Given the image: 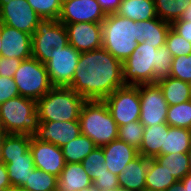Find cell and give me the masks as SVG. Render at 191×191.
<instances>
[{
    "label": "cell",
    "instance_id": "obj_1",
    "mask_svg": "<svg viewBox=\"0 0 191 191\" xmlns=\"http://www.w3.org/2000/svg\"><path fill=\"white\" fill-rule=\"evenodd\" d=\"M124 85L123 62L102 47L80 54L70 88L85 100H104Z\"/></svg>",
    "mask_w": 191,
    "mask_h": 191
},
{
    "label": "cell",
    "instance_id": "obj_2",
    "mask_svg": "<svg viewBox=\"0 0 191 191\" xmlns=\"http://www.w3.org/2000/svg\"><path fill=\"white\" fill-rule=\"evenodd\" d=\"M140 42L138 22L109 14L102 22V47L124 62Z\"/></svg>",
    "mask_w": 191,
    "mask_h": 191
},
{
    "label": "cell",
    "instance_id": "obj_3",
    "mask_svg": "<svg viewBox=\"0 0 191 191\" xmlns=\"http://www.w3.org/2000/svg\"><path fill=\"white\" fill-rule=\"evenodd\" d=\"M81 134L89 137L97 147L118 138V126L104 100H86L79 116Z\"/></svg>",
    "mask_w": 191,
    "mask_h": 191
},
{
    "label": "cell",
    "instance_id": "obj_4",
    "mask_svg": "<svg viewBox=\"0 0 191 191\" xmlns=\"http://www.w3.org/2000/svg\"><path fill=\"white\" fill-rule=\"evenodd\" d=\"M85 101L70 87H52L36 101L39 121L79 120L80 111Z\"/></svg>",
    "mask_w": 191,
    "mask_h": 191
},
{
    "label": "cell",
    "instance_id": "obj_5",
    "mask_svg": "<svg viewBox=\"0 0 191 191\" xmlns=\"http://www.w3.org/2000/svg\"><path fill=\"white\" fill-rule=\"evenodd\" d=\"M0 122L6 134L33 136L39 126L36 100L19 95L2 103Z\"/></svg>",
    "mask_w": 191,
    "mask_h": 191
},
{
    "label": "cell",
    "instance_id": "obj_6",
    "mask_svg": "<svg viewBox=\"0 0 191 191\" xmlns=\"http://www.w3.org/2000/svg\"><path fill=\"white\" fill-rule=\"evenodd\" d=\"M158 48L139 42L133 53L123 62L125 85H140L157 82Z\"/></svg>",
    "mask_w": 191,
    "mask_h": 191
},
{
    "label": "cell",
    "instance_id": "obj_7",
    "mask_svg": "<svg viewBox=\"0 0 191 191\" xmlns=\"http://www.w3.org/2000/svg\"><path fill=\"white\" fill-rule=\"evenodd\" d=\"M13 79L20 96L36 101L53 87L48 78L45 64L34 57L22 60Z\"/></svg>",
    "mask_w": 191,
    "mask_h": 191
},
{
    "label": "cell",
    "instance_id": "obj_8",
    "mask_svg": "<svg viewBox=\"0 0 191 191\" xmlns=\"http://www.w3.org/2000/svg\"><path fill=\"white\" fill-rule=\"evenodd\" d=\"M69 44L65 25L55 19H41L32 35V57L45 64L51 59L53 48Z\"/></svg>",
    "mask_w": 191,
    "mask_h": 191
},
{
    "label": "cell",
    "instance_id": "obj_9",
    "mask_svg": "<svg viewBox=\"0 0 191 191\" xmlns=\"http://www.w3.org/2000/svg\"><path fill=\"white\" fill-rule=\"evenodd\" d=\"M117 126L139 121L141 105L138 85H124L104 99Z\"/></svg>",
    "mask_w": 191,
    "mask_h": 191
},
{
    "label": "cell",
    "instance_id": "obj_10",
    "mask_svg": "<svg viewBox=\"0 0 191 191\" xmlns=\"http://www.w3.org/2000/svg\"><path fill=\"white\" fill-rule=\"evenodd\" d=\"M80 54L70 44L66 47L53 48L51 59L45 63L53 87L71 86Z\"/></svg>",
    "mask_w": 191,
    "mask_h": 191
},
{
    "label": "cell",
    "instance_id": "obj_11",
    "mask_svg": "<svg viewBox=\"0 0 191 191\" xmlns=\"http://www.w3.org/2000/svg\"><path fill=\"white\" fill-rule=\"evenodd\" d=\"M141 114L140 123L144 127L166 123L169 105L157 82L138 85Z\"/></svg>",
    "mask_w": 191,
    "mask_h": 191
},
{
    "label": "cell",
    "instance_id": "obj_12",
    "mask_svg": "<svg viewBox=\"0 0 191 191\" xmlns=\"http://www.w3.org/2000/svg\"><path fill=\"white\" fill-rule=\"evenodd\" d=\"M40 20L27 0H0L1 24L33 35Z\"/></svg>",
    "mask_w": 191,
    "mask_h": 191
},
{
    "label": "cell",
    "instance_id": "obj_13",
    "mask_svg": "<svg viewBox=\"0 0 191 191\" xmlns=\"http://www.w3.org/2000/svg\"><path fill=\"white\" fill-rule=\"evenodd\" d=\"M106 16L97 0H67L62 2L58 21L63 24L102 23Z\"/></svg>",
    "mask_w": 191,
    "mask_h": 191
},
{
    "label": "cell",
    "instance_id": "obj_14",
    "mask_svg": "<svg viewBox=\"0 0 191 191\" xmlns=\"http://www.w3.org/2000/svg\"><path fill=\"white\" fill-rule=\"evenodd\" d=\"M64 25L69 44L80 53L102 48V23L83 22Z\"/></svg>",
    "mask_w": 191,
    "mask_h": 191
},
{
    "label": "cell",
    "instance_id": "obj_15",
    "mask_svg": "<svg viewBox=\"0 0 191 191\" xmlns=\"http://www.w3.org/2000/svg\"><path fill=\"white\" fill-rule=\"evenodd\" d=\"M30 150L33 155L35 168L56 177L60 176L65 166L61 148L46 141H39L34 136H31Z\"/></svg>",
    "mask_w": 191,
    "mask_h": 191
},
{
    "label": "cell",
    "instance_id": "obj_16",
    "mask_svg": "<svg viewBox=\"0 0 191 191\" xmlns=\"http://www.w3.org/2000/svg\"><path fill=\"white\" fill-rule=\"evenodd\" d=\"M80 134L79 120L39 121L37 132L33 136L39 141H46L61 148Z\"/></svg>",
    "mask_w": 191,
    "mask_h": 191
},
{
    "label": "cell",
    "instance_id": "obj_17",
    "mask_svg": "<svg viewBox=\"0 0 191 191\" xmlns=\"http://www.w3.org/2000/svg\"><path fill=\"white\" fill-rule=\"evenodd\" d=\"M1 56L20 60L32 57V35L1 24Z\"/></svg>",
    "mask_w": 191,
    "mask_h": 191
},
{
    "label": "cell",
    "instance_id": "obj_18",
    "mask_svg": "<svg viewBox=\"0 0 191 191\" xmlns=\"http://www.w3.org/2000/svg\"><path fill=\"white\" fill-rule=\"evenodd\" d=\"M105 165L108 170L116 175L122 173L126 165L137 157L138 150L118 138L102 146Z\"/></svg>",
    "mask_w": 191,
    "mask_h": 191
},
{
    "label": "cell",
    "instance_id": "obj_19",
    "mask_svg": "<svg viewBox=\"0 0 191 191\" xmlns=\"http://www.w3.org/2000/svg\"><path fill=\"white\" fill-rule=\"evenodd\" d=\"M148 158L138 155L118 175L119 186L131 191H145Z\"/></svg>",
    "mask_w": 191,
    "mask_h": 191
},
{
    "label": "cell",
    "instance_id": "obj_20",
    "mask_svg": "<svg viewBox=\"0 0 191 191\" xmlns=\"http://www.w3.org/2000/svg\"><path fill=\"white\" fill-rule=\"evenodd\" d=\"M92 185L93 182L81 163H65L57 178L56 191H78Z\"/></svg>",
    "mask_w": 191,
    "mask_h": 191
},
{
    "label": "cell",
    "instance_id": "obj_21",
    "mask_svg": "<svg viewBox=\"0 0 191 191\" xmlns=\"http://www.w3.org/2000/svg\"><path fill=\"white\" fill-rule=\"evenodd\" d=\"M171 24L160 18H152L138 22L140 42L149 43L155 48H160L166 42L167 33Z\"/></svg>",
    "mask_w": 191,
    "mask_h": 191
},
{
    "label": "cell",
    "instance_id": "obj_22",
    "mask_svg": "<svg viewBox=\"0 0 191 191\" xmlns=\"http://www.w3.org/2000/svg\"><path fill=\"white\" fill-rule=\"evenodd\" d=\"M167 123L144 127L142 144L138 154L145 158H155L161 155V147H164L165 130H168Z\"/></svg>",
    "mask_w": 191,
    "mask_h": 191
},
{
    "label": "cell",
    "instance_id": "obj_23",
    "mask_svg": "<svg viewBox=\"0 0 191 191\" xmlns=\"http://www.w3.org/2000/svg\"><path fill=\"white\" fill-rule=\"evenodd\" d=\"M116 14L135 22L157 18L154 0H121Z\"/></svg>",
    "mask_w": 191,
    "mask_h": 191
},
{
    "label": "cell",
    "instance_id": "obj_24",
    "mask_svg": "<svg viewBox=\"0 0 191 191\" xmlns=\"http://www.w3.org/2000/svg\"><path fill=\"white\" fill-rule=\"evenodd\" d=\"M162 89L164 98L169 106L178 105L191 100V83L174 77H167L157 81Z\"/></svg>",
    "mask_w": 191,
    "mask_h": 191
},
{
    "label": "cell",
    "instance_id": "obj_25",
    "mask_svg": "<svg viewBox=\"0 0 191 191\" xmlns=\"http://www.w3.org/2000/svg\"><path fill=\"white\" fill-rule=\"evenodd\" d=\"M178 180L155 158H148V172L145 191H166Z\"/></svg>",
    "mask_w": 191,
    "mask_h": 191
},
{
    "label": "cell",
    "instance_id": "obj_26",
    "mask_svg": "<svg viewBox=\"0 0 191 191\" xmlns=\"http://www.w3.org/2000/svg\"><path fill=\"white\" fill-rule=\"evenodd\" d=\"M6 167L11 186L23 187L35 168L31 150L29 149L21 157L10 158Z\"/></svg>",
    "mask_w": 191,
    "mask_h": 191
},
{
    "label": "cell",
    "instance_id": "obj_27",
    "mask_svg": "<svg viewBox=\"0 0 191 191\" xmlns=\"http://www.w3.org/2000/svg\"><path fill=\"white\" fill-rule=\"evenodd\" d=\"M191 147V129L169 126L165 130L164 147L161 154L188 153Z\"/></svg>",
    "mask_w": 191,
    "mask_h": 191
},
{
    "label": "cell",
    "instance_id": "obj_28",
    "mask_svg": "<svg viewBox=\"0 0 191 191\" xmlns=\"http://www.w3.org/2000/svg\"><path fill=\"white\" fill-rule=\"evenodd\" d=\"M31 136L6 134L0 142V162H10V158L21 157L30 149Z\"/></svg>",
    "mask_w": 191,
    "mask_h": 191
},
{
    "label": "cell",
    "instance_id": "obj_29",
    "mask_svg": "<svg viewBox=\"0 0 191 191\" xmlns=\"http://www.w3.org/2000/svg\"><path fill=\"white\" fill-rule=\"evenodd\" d=\"M97 146L86 135L80 134L61 147L65 163H81Z\"/></svg>",
    "mask_w": 191,
    "mask_h": 191
},
{
    "label": "cell",
    "instance_id": "obj_30",
    "mask_svg": "<svg viewBox=\"0 0 191 191\" xmlns=\"http://www.w3.org/2000/svg\"><path fill=\"white\" fill-rule=\"evenodd\" d=\"M155 159L178 181L189 174V162L187 153L161 154Z\"/></svg>",
    "mask_w": 191,
    "mask_h": 191
},
{
    "label": "cell",
    "instance_id": "obj_31",
    "mask_svg": "<svg viewBox=\"0 0 191 191\" xmlns=\"http://www.w3.org/2000/svg\"><path fill=\"white\" fill-rule=\"evenodd\" d=\"M154 2L157 17L171 24L180 19L191 0H154Z\"/></svg>",
    "mask_w": 191,
    "mask_h": 191
},
{
    "label": "cell",
    "instance_id": "obj_32",
    "mask_svg": "<svg viewBox=\"0 0 191 191\" xmlns=\"http://www.w3.org/2000/svg\"><path fill=\"white\" fill-rule=\"evenodd\" d=\"M166 123L173 127L191 129V100L169 106Z\"/></svg>",
    "mask_w": 191,
    "mask_h": 191
},
{
    "label": "cell",
    "instance_id": "obj_33",
    "mask_svg": "<svg viewBox=\"0 0 191 191\" xmlns=\"http://www.w3.org/2000/svg\"><path fill=\"white\" fill-rule=\"evenodd\" d=\"M57 178L55 175L34 168L23 187L29 191H56Z\"/></svg>",
    "mask_w": 191,
    "mask_h": 191
},
{
    "label": "cell",
    "instance_id": "obj_34",
    "mask_svg": "<svg viewBox=\"0 0 191 191\" xmlns=\"http://www.w3.org/2000/svg\"><path fill=\"white\" fill-rule=\"evenodd\" d=\"M104 163L105 158L102 147H96L81 162L92 182H94L103 172L108 171V168Z\"/></svg>",
    "mask_w": 191,
    "mask_h": 191
},
{
    "label": "cell",
    "instance_id": "obj_35",
    "mask_svg": "<svg viewBox=\"0 0 191 191\" xmlns=\"http://www.w3.org/2000/svg\"><path fill=\"white\" fill-rule=\"evenodd\" d=\"M144 126L140 121H132L118 127V139L139 150L142 144Z\"/></svg>",
    "mask_w": 191,
    "mask_h": 191
},
{
    "label": "cell",
    "instance_id": "obj_36",
    "mask_svg": "<svg viewBox=\"0 0 191 191\" xmlns=\"http://www.w3.org/2000/svg\"><path fill=\"white\" fill-rule=\"evenodd\" d=\"M27 2L41 19H59L61 0H27Z\"/></svg>",
    "mask_w": 191,
    "mask_h": 191
},
{
    "label": "cell",
    "instance_id": "obj_37",
    "mask_svg": "<svg viewBox=\"0 0 191 191\" xmlns=\"http://www.w3.org/2000/svg\"><path fill=\"white\" fill-rule=\"evenodd\" d=\"M165 45L173 58L191 54V42L183 39V37L175 33L171 28L167 33Z\"/></svg>",
    "mask_w": 191,
    "mask_h": 191
},
{
    "label": "cell",
    "instance_id": "obj_38",
    "mask_svg": "<svg viewBox=\"0 0 191 191\" xmlns=\"http://www.w3.org/2000/svg\"><path fill=\"white\" fill-rule=\"evenodd\" d=\"M170 76L191 83V54L173 58Z\"/></svg>",
    "mask_w": 191,
    "mask_h": 191
},
{
    "label": "cell",
    "instance_id": "obj_39",
    "mask_svg": "<svg viewBox=\"0 0 191 191\" xmlns=\"http://www.w3.org/2000/svg\"><path fill=\"white\" fill-rule=\"evenodd\" d=\"M173 56L164 44L158 48L157 81L170 76Z\"/></svg>",
    "mask_w": 191,
    "mask_h": 191
},
{
    "label": "cell",
    "instance_id": "obj_40",
    "mask_svg": "<svg viewBox=\"0 0 191 191\" xmlns=\"http://www.w3.org/2000/svg\"><path fill=\"white\" fill-rule=\"evenodd\" d=\"M93 186L99 191H114L119 186L118 175L108 171L103 172L93 182Z\"/></svg>",
    "mask_w": 191,
    "mask_h": 191
},
{
    "label": "cell",
    "instance_id": "obj_41",
    "mask_svg": "<svg viewBox=\"0 0 191 191\" xmlns=\"http://www.w3.org/2000/svg\"><path fill=\"white\" fill-rule=\"evenodd\" d=\"M17 96L19 91L14 79L0 76V105Z\"/></svg>",
    "mask_w": 191,
    "mask_h": 191
},
{
    "label": "cell",
    "instance_id": "obj_42",
    "mask_svg": "<svg viewBox=\"0 0 191 191\" xmlns=\"http://www.w3.org/2000/svg\"><path fill=\"white\" fill-rule=\"evenodd\" d=\"M22 60L0 56V76L13 78Z\"/></svg>",
    "mask_w": 191,
    "mask_h": 191
},
{
    "label": "cell",
    "instance_id": "obj_43",
    "mask_svg": "<svg viewBox=\"0 0 191 191\" xmlns=\"http://www.w3.org/2000/svg\"><path fill=\"white\" fill-rule=\"evenodd\" d=\"M171 29L183 39L191 42V22L178 19L171 23Z\"/></svg>",
    "mask_w": 191,
    "mask_h": 191
},
{
    "label": "cell",
    "instance_id": "obj_44",
    "mask_svg": "<svg viewBox=\"0 0 191 191\" xmlns=\"http://www.w3.org/2000/svg\"><path fill=\"white\" fill-rule=\"evenodd\" d=\"M106 15L114 14L118 10L121 0H97Z\"/></svg>",
    "mask_w": 191,
    "mask_h": 191
},
{
    "label": "cell",
    "instance_id": "obj_45",
    "mask_svg": "<svg viewBox=\"0 0 191 191\" xmlns=\"http://www.w3.org/2000/svg\"><path fill=\"white\" fill-rule=\"evenodd\" d=\"M11 187L6 164L0 162V191H7Z\"/></svg>",
    "mask_w": 191,
    "mask_h": 191
},
{
    "label": "cell",
    "instance_id": "obj_46",
    "mask_svg": "<svg viewBox=\"0 0 191 191\" xmlns=\"http://www.w3.org/2000/svg\"><path fill=\"white\" fill-rule=\"evenodd\" d=\"M186 191H191V173L187 174L181 181Z\"/></svg>",
    "mask_w": 191,
    "mask_h": 191
},
{
    "label": "cell",
    "instance_id": "obj_47",
    "mask_svg": "<svg viewBox=\"0 0 191 191\" xmlns=\"http://www.w3.org/2000/svg\"><path fill=\"white\" fill-rule=\"evenodd\" d=\"M180 19L191 22V3L186 8V10L182 13Z\"/></svg>",
    "mask_w": 191,
    "mask_h": 191
},
{
    "label": "cell",
    "instance_id": "obj_48",
    "mask_svg": "<svg viewBox=\"0 0 191 191\" xmlns=\"http://www.w3.org/2000/svg\"><path fill=\"white\" fill-rule=\"evenodd\" d=\"M166 191H186V188L182 185L180 181H178L175 185H172L168 190Z\"/></svg>",
    "mask_w": 191,
    "mask_h": 191
},
{
    "label": "cell",
    "instance_id": "obj_49",
    "mask_svg": "<svg viewBox=\"0 0 191 191\" xmlns=\"http://www.w3.org/2000/svg\"><path fill=\"white\" fill-rule=\"evenodd\" d=\"M7 191H29V190L25 189L24 187H20V186H11L7 189Z\"/></svg>",
    "mask_w": 191,
    "mask_h": 191
},
{
    "label": "cell",
    "instance_id": "obj_50",
    "mask_svg": "<svg viewBox=\"0 0 191 191\" xmlns=\"http://www.w3.org/2000/svg\"><path fill=\"white\" fill-rule=\"evenodd\" d=\"M78 191H99L98 189H96L93 185L86 187V188H82L81 190Z\"/></svg>",
    "mask_w": 191,
    "mask_h": 191
},
{
    "label": "cell",
    "instance_id": "obj_51",
    "mask_svg": "<svg viewBox=\"0 0 191 191\" xmlns=\"http://www.w3.org/2000/svg\"><path fill=\"white\" fill-rule=\"evenodd\" d=\"M6 135L4 129H3V126L0 122V142L3 140V137Z\"/></svg>",
    "mask_w": 191,
    "mask_h": 191
},
{
    "label": "cell",
    "instance_id": "obj_52",
    "mask_svg": "<svg viewBox=\"0 0 191 191\" xmlns=\"http://www.w3.org/2000/svg\"><path fill=\"white\" fill-rule=\"evenodd\" d=\"M187 155H188V162H189V173H191V147H190Z\"/></svg>",
    "mask_w": 191,
    "mask_h": 191
},
{
    "label": "cell",
    "instance_id": "obj_53",
    "mask_svg": "<svg viewBox=\"0 0 191 191\" xmlns=\"http://www.w3.org/2000/svg\"><path fill=\"white\" fill-rule=\"evenodd\" d=\"M2 35H1V23H0V56H1V49H2Z\"/></svg>",
    "mask_w": 191,
    "mask_h": 191
},
{
    "label": "cell",
    "instance_id": "obj_54",
    "mask_svg": "<svg viewBox=\"0 0 191 191\" xmlns=\"http://www.w3.org/2000/svg\"><path fill=\"white\" fill-rule=\"evenodd\" d=\"M114 191H131V190H128V189H125V188H122V187H118L116 190Z\"/></svg>",
    "mask_w": 191,
    "mask_h": 191
}]
</instances>
